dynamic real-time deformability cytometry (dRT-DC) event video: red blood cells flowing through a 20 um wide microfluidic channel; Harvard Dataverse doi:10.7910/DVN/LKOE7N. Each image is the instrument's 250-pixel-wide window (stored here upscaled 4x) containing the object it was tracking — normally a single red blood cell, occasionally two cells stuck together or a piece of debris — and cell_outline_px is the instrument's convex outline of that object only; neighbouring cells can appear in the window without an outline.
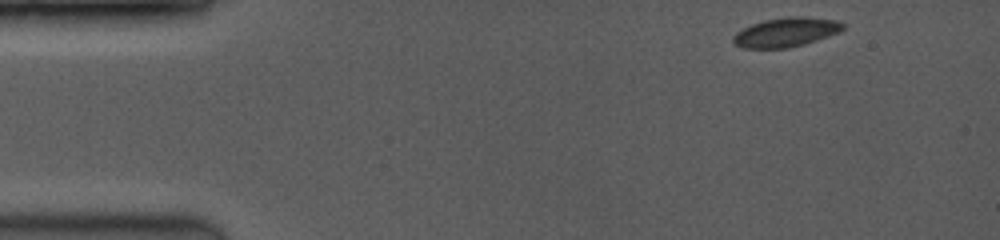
{"species": "common noctule bat (a hibernating species)", "species_latin": "Nyctalus noctula", "temperature_condition": "room temperature", "stored_images_in_passage": 19, "camera_frame_rate_fps": 3500, "um_per_image_px": 0.085, "animal": {"sex": "female", "body_mass_g": 19.0, "forearm_length_mm": 53.3}, "frame": {"image": 1, "passage_image": 1, "time_ms": 0.0, "image_size_px": [1000, 240], "cell_outline_px": [[844, 28], [840, 32], [804, 44], [788, 48], [744, 48], [736, 44], [732, 40], [732, 36], [736, 32], [752, 24], [764, 20], [788, 16], [800, 16], [836, 20], [844, 24]], "centroid_in_image_um": [66.81, 2.73], "position_along_channel_um": 18.2, "area_um2": 18.61}}
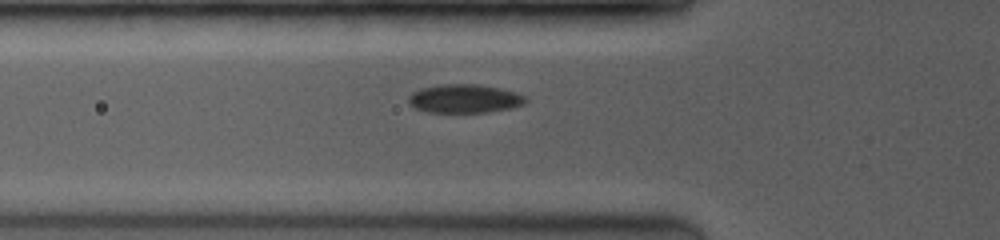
{"frame": {"image": 2, "passage_image": 12, "time_ms": 4.0, "image_size_px": [1000, 240], "cell_outline_px": [[528, 100], [524, 104], [512, 108], [488, 112], [428, 112], [416, 108], [408, 104], [408, 96], [412, 92], [420, 88], [440, 84], [476, 84], [500, 88], [516, 92], [524, 96]], "centroid_in_image_um": [39.47, 8.38], "position_along_channel_um": 86.3, "area_um2": 19.65}}
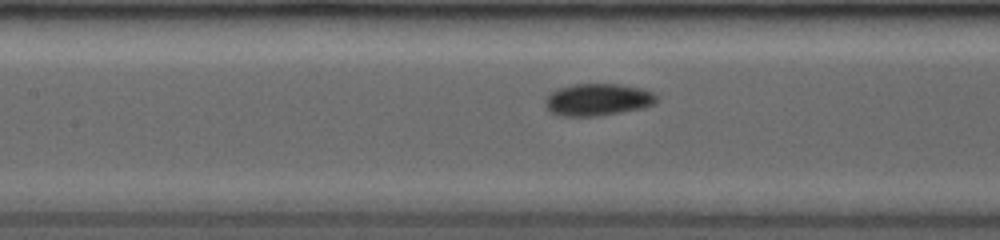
{"frame": {"image": 3, "passage_image": 17, "time_ms": 5.714, "image_size_px": [1000, 240], "cell_outline_px": [[656, 104], [644, 108], [600, 116], [560, 116], [552, 112], [544, 104], [544, 100], [552, 92], [560, 88], [576, 84], [620, 84], [640, 88], [652, 92], [656, 96]], "centroid_in_image_um": [50.83, 8.48], "position_along_channel_um": 156.6, "area_um2": 20.81}}